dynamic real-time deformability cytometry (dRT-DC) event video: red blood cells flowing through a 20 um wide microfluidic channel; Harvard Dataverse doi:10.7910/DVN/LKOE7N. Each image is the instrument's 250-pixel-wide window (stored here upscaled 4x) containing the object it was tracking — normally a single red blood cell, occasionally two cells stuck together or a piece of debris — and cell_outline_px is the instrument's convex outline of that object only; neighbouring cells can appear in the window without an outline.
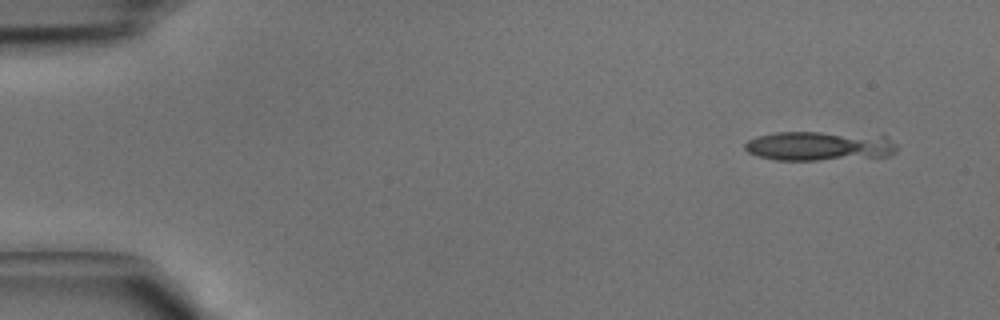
{"species": "common noctule bat (a hibernating species)", "species_latin": "Nyctalus noctula", "temperature_condition": "cold", "stored_images_in_passage": 4, "camera_frame_rate_fps": 3000, "um_per_image_px": 0.085, "animal": {"sex": "male", "body_mass_g": 15.6}, "frame": {"image": 1, "passage_image": 1, "time_ms": 0.0, "image_size_px": [1000, 320], "cell_outline_px": [[900, 148], [896, 152], [888, 156], [816, 160], [776, 160], [760, 156], [748, 152], [744, 148], [744, 144], [748, 140], [756, 136], [776, 132], [820, 132], [884, 136], [896, 144]], "centroid_in_image_um": [69.63, 12.41], "position_along_channel_um": 15.4, "area_um2": 25.89}}